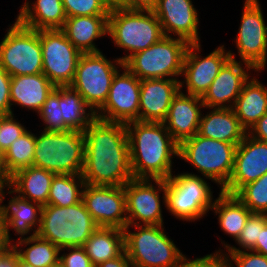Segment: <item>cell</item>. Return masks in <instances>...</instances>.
<instances>
[{
	"label": "cell",
	"mask_w": 267,
	"mask_h": 267,
	"mask_svg": "<svg viewBox=\"0 0 267 267\" xmlns=\"http://www.w3.org/2000/svg\"><path fill=\"white\" fill-rule=\"evenodd\" d=\"M85 154L82 177L94 186H124L134 178L126 124L95 117L83 131Z\"/></svg>",
	"instance_id": "1"
},
{
	"label": "cell",
	"mask_w": 267,
	"mask_h": 267,
	"mask_svg": "<svg viewBox=\"0 0 267 267\" xmlns=\"http://www.w3.org/2000/svg\"><path fill=\"white\" fill-rule=\"evenodd\" d=\"M134 178L168 179L179 144L163 122L132 121L126 124Z\"/></svg>",
	"instance_id": "2"
},
{
	"label": "cell",
	"mask_w": 267,
	"mask_h": 267,
	"mask_svg": "<svg viewBox=\"0 0 267 267\" xmlns=\"http://www.w3.org/2000/svg\"><path fill=\"white\" fill-rule=\"evenodd\" d=\"M123 230L125 252L133 267H179L188 257L164 225H126Z\"/></svg>",
	"instance_id": "3"
},
{
	"label": "cell",
	"mask_w": 267,
	"mask_h": 267,
	"mask_svg": "<svg viewBox=\"0 0 267 267\" xmlns=\"http://www.w3.org/2000/svg\"><path fill=\"white\" fill-rule=\"evenodd\" d=\"M107 36L125 52L117 57L124 63L131 55L155 44L164 33L153 11L115 8L109 11Z\"/></svg>",
	"instance_id": "4"
},
{
	"label": "cell",
	"mask_w": 267,
	"mask_h": 267,
	"mask_svg": "<svg viewBox=\"0 0 267 267\" xmlns=\"http://www.w3.org/2000/svg\"><path fill=\"white\" fill-rule=\"evenodd\" d=\"M35 134L33 166L54 174H82L85 136L79 131H44Z\"/></svg>",
	"instance_id": "5"
},
{
	"label": "cell",
	"mask_w": 267,
	"mask_h": 267,
	"mask_svg": "<svg viewBox=\"0 0 267 267\" xmlns=\"http://www.w3.org/2000/svg\"><path fill=\"white\" fill-rule=\"evenodd\" d=\"M99 226L83 201L68 207L43 205L36 235L59 249L83 246Z\"/></svg>",
	"instance_id": "6"
},
{
	"label": "cell",
	"mask_w": 267,
	"mask_h": 267,
	"mask_svg": "<svg viewBox=\"0 0 267 267\" xmlns=\"http://www.w3.org/2000/svg\"><path fill=\"white\" fill-rule=\"evenodd\" d=\"M236 148L235 144L197 133L179 144L178 159L193 166L201 177L211 180L222 190L232 175Z\"/></svg>",
	"instance_id": "7"
},
{
	"label": "cell",
	"mask_w": 267,
	"mask_h": 267,
	"mask_svg": "<svg viewBox=\"0 0 267 267\" xmlns=\"http://www.w3.org/2000/svg\"><path fill=\"white\" fill-rule=\"evenodd\" d=\"M208 180L187 171L177 175L173 173L166 179V209L169 215L183 222H197L207 217L215 200Z\"/></svg>",
	"instance_id": "8"
},
{
	"label": "cell",
	"mask_w": 267,
	"mask_h": 267,
	"mask_svg": "<svg viewBox=\"0 0 267 267\" xmlns=\"http://www.w3.org/2000/svg\"><path fill=\"white\" fill-rule=\"evenodd\" d=\"M189 43L164 36L145 50L131 55L123 65L138 79H179Z\"/></svg>",
	"instance_id": "9"
},
{
	"label": "cell",
	"mask_w": 267,
	"mask_h": 267,
	"mask_svg": "<svg viewBox=\"0 0 267 267\" xmlns=\"http://www.w3.org/2000/svg\"><path fill=\"white\" fill-rule=\"evenodd\" d=\"M0 42V66L11 76L42 73L39 30L23 26L16 19Z\"/></svg>",
	"instance_id": "10"
},
{
	"label": "cell",
	"mask_w": 267,
	"mask_h": 267,
	"mask_svg": "<svg viewBox=\"0 0 267 267\" xmlns=\"http://www.w3.org/2000/svg\"><path fill=\"white\" fill-rule=\"evenodd\" d=\"M100 52L83 53L70 85L96 113L106 102L111 82L123 63Z\"/></svg>",
	"instance_id": "11"
},
{
	"label": "cell",
	"mask_w": 267,
	"mask_h": 267,
	"mask_svg": "<svg viewBox=\"0 0 267 267\" xmlns=\"http://www.w3.org/2000/svg\"><path fill=\"white\" fill-rule=\"evenodd\" d=\"M124 191L127 225H164L162 209L163 205L166 209L164 179L133 178L124 185Z\"/></svg>",
	"instance_id": "12"
},
{
	"label": "cell",
	"mask_w": 267,
	"mask_h": 267,
	"mask_svg": "<svg viewBox=\"0 0 267 267\" xmlns=\"http://www.w3.org/2000/svg\"><path fill=\"white\" fill-rule=\"evenodd\" d=\"M234 39L239 61L263 71L267 65V26L259 0H244Z\"/></svg>",
	"instance_id": "13"
},
{
	"label": "cell",
	"mask_w": 267,
	"mask_h": 267,
	"mask_svg": "<svg viewBox=\"0 0 267 267\" xmlns=\"http://www.w3.org/2000/svg\"><path fill=\"white\" fill-rule=\"evenodd\" d=\"M42 49V73L57 87L70 86L79 58L83 54L61 29L39 30Z\"/></svg>",
	"instance_id": "14"
},
{
	"label": "cell",
	"mask_w": 267,
	"mask_h": 267,
	"mask_svg": "<svg viewBox=\"0 0 267 267\" xmlns=\"http://www.w3.org/2000/svg\"><path fill=\"white\" fill-rule=\"evenodd\" d=\"M219 45L206 56H201V43L188 45L181 74L183 79L179 80L180 91L199 97L205 94L220 69L230 59L225 45Z\"/></svg>",
	"instance_id": "15"
},
{
	"label": "cell",
	"mask_w": 267,
	"mask_h": 267,
	"mask_svg": "<svg viewBox=\"0 0 267 267\" xmlns=\"http://www.w3.org/2000/svg\"><path fill=\"white\" fill-rule=\"evenodd\" d=\"M140 79L124 65L114 75L109 95L96 117L127 124L139 120Z\"/></svg>",
	"instance_id": "16"
},
{
	"label": "cell",
	"mask_w": 267,
	"mask_h": 267,
	"mask_svg": "<svg viewBox=\"0 0 267 267\" xmlns=\"http://www.w3.org/2000/svg\"><path fill=\"white\" fill-rule=\"evenodd\" d=\"M82 201L99 227L124 229L127 225L124 186L85 184Z\"/></svg>",
	"instance_id": "17"
},
{
	"label": "cell",
	"mask_w": 267,
	"mask_h": 267,
	"mask_svg": "<svg viewBox=\"0 0 267 267\" xmlns=\"http://www.w3.org/2000/svg\"><path fill=\"white\" fill-rule=\"evenodd\" d=\"M228 51L230 59L223 65L219 74L201 97L205 108H233L244 83L250 78L253 71L256 72L251 65L238 61L235 52L229 49Z\"/></svg>",
	"instance_id": "18"
},
{
	"label": "cell",
	"mask_w": 267,
	"mask_h": 267,
	"mask_svg": "<svg viewBox=\"0 0 267 267\" xmlns=\"http://www.w3.org/2000/svg\"><path fill=\"white\" fill-rule=\"evenodd\" d=\"M153 12L164 36L181 38L189 44L201 43L200 15L192 0H159Z\"/></svg>",
	"instance_id": "19"
},
{
	"label": "cell",
	"mask_w": 267,
	"mask_h": 267,
	"mask_svg": "<svg viewBox=\"0 0 267 267\" xmlns=\"http://www.w3.org/2000/svg\"><path fill=\"white\" fill-rule=\"evenodd\" d=\"M267 173V142L257 140L248 133L237 145L232 175L221 190L235 194L245 184Z\"/></svg>",
	"instance_id": "20"
},
{
	"label": "cell",
	"mask_w": 267,
	"mask_h": 267,
	"mask_svg": "<svg viewBox=\"0 0 267 267\" xmlns=\"http://www.w3.org/2000/svg\"><path fill=\"white\" fill-rule=\"evenodd\" d=\"M7 195L10 200L6 201ZM0 205L4 211L8 237L12 239L10 231L15 234L17 239L35 236L40 226L42 205L28 199L20 197L9 186H3L0 195Z\"/></svg>",
	"instance_id": "21"
},
{
	"label": "cell",
	"mask_w": 267,
	"mask_h": 267,
	"mask_svg": "<svg viewBox=\"0 0 267 267\" xmlns=\"http://www.w3.org/2000/svg\"><path fill=\"white\" fill-rule=\"evenodd\" d=\"M202 109L205 111V106L199 96L179 90L173 97L163 123L178 144L198 133Z\"/></svg>",
	"instance_id": "22"
},
{
	"label": "cell",
	"mask_w": 267,
	"mask_h": 267,
	"mask_svg": "<svg viewBox=\"0 0 267 267\" xmlns=\"http://www.w3.org/2000/svg\"><path fill=\"white\" fill-rule=\"evenodd\" d=\"M180 79L140 80L139 121L163 122L173 97L179 92Z\"/></svg>",
	"instance_id": "23"
},
{
	"label": "cell",
	"mask_w": 267,
	"mask_h": 267,
	"mask_svg": "<svg viewBox=\"0 0 267 267\" xmlns=\"http://www.w3.org/2000/svg\"><path fill=\"white\" fill-rule=\"evenodd\" d=\"M55 88L43 73L13 76L10 82L11 105L38 114Z\"/></svg>",
	"instance_id": "24"
},
{
	"label": "cell",
	"mask_w": 267,
	"mask_h": 267,
	"mask_svg": "<svg viewBox=\"0 0 267 267\" xmlns=\"http://www.w3.org/2000/svg\"><path fill=\"white\" fill-rule=\"evenodd\" d=\"M61 30L82 53L100 52L95 41L108 35V15L67 17Z\"/></svg>",
	"instance_id": "25"
},
{
	"label": "cell",
	"mask_w": 267,
	"mask_h": 267,
	"mask_svg": "<svg viewBox=\"0 0 267 267\" xmlns=\"http://www.w3.org/2000/svg\"><path fill=\"white\" fill-rule=\"evenodd\" d=\"M201 116L198 134L218 141L238 145L247 131L240 125L233 108H210Z\"/></svg>",
	"instance_id": "26"
},
{
	"label": "cell",
	"mask_w": 267,
	"mask_h": 267,
	"mask_svg": "<svg viewBox=\"0 0 267 267\" xmlns=\"http://www.w3.org/2000/svg\"><path fill=\"white\" fill-rule=\"evenodd\" d=\"M15 18L34 30L61 29L67 18L62 0H24Z\"/></svg>",
	"instance_id": "27"
},
{
	"label": "cell",
	"mask_w": 267,
	"mask_h": 267,
	"mask_svg": "<svg viewBox=\"0 0 267 267\" xmlns=\"http://www.w3.org/2000/svg\"><path fill=\"white\" fill-rule=\"evenodd\" d=\"M262 71H256L244 83L233 110L240 125L248 132L249 129L267 112V85L255 76Z\"/></svg>",
	"instance_id": "28"
},
{
	"label": "cell",
	"mask_w": 267,
	"mask_h": 267,
	"mask_svg": "<svg viewBox=\"0 0 267 267\" xmlns=\"http://www.w3.org/2000/svg\"><path fill=\"white\" fill-rule=\"evenodd\" d=\"M55 175L32 165L12 175L8 186L20 197L43 206L48 204L50 187Z\"/></svg>",
	"instance_id": "29"
},
{
	"label": "cell",
	"mask_w": 267,
	"mask_h": 267,
	"mask_svg": "<svg viewBox=\"0 0 267 267\" xmlns=\"http://www.w3.org/2000/svg\"><path fill=\"white\" fill-rule=\"evenodd\" d=\"M220 230L236 240L252 212L234 195L219 190L211 208Z\"/></svg>",
	"instance_id": "30"
},
{
	"label": "cell",
	"mask_w": 267,
	"mask_h": 267,
	"mask_svg": "<svg viewBox=\"0 0 267 267\" xmlns=\"http://www.w3.org/2000/svg\"><path fill=\"white\" fill-rule=\"evenodd\" d=\"M97 265L118 257L124 250V230L116 227H98L82 246Z\"/></svg>",
	"instance_id": "31"
},
{
	"label": "cell",
	"mask_w": 267,
	"mask_h": 267,
	"mask_svg": "<svg viewBox=\"0 0 267 267\" xmlns=\"http://www.w3.org/2000/svg\"><path fill=\"white\" fill-rule=\"evenodd\" d=\"M59 107L61 116L70 130L83 132L96 117L93 109L70 86H59Z\"/></svg>",
	"instance_id": "32"
},
{
	"label": "cell",
	"mask_w": 267,
	"mask_h": 267,
	"mask_svg": "<svg viewBox=\"0 0 267 267\" xmlns=\"http://www.w3.org/2000/svg\"><path fill=\"white\" fill-rule=\"evenodd\" d=\"M13 248L24 263L34 267H51L59 262L60 249L37 235L14 239Z\"/></svg>",
	"instance_id": "33"
},
{
	"label": "cell",
	"mask_w": 267,
	"mask_h": 267,
	"mask_svg": "<svg viewBox=\"0 0 267 267\" xmlns=\"http://www.w3.org/2000/svg\"><path fill=\"white\" fill-rule=\"evenodd\" d=\"M84 186L81 174H57L51 183L48 204L68 207L81 202Z\"/></svg>",
	"instance_id": "34"
},
{
	"label": "cell",
	"mask_w": 267,
	"mask_h": 267,
	"mask_svg": "<svg viewBox=\"0 0 267 267\" xmlns=\"http://www.w3.org/2000/svg\"><path fill=\"white\" fill-rule=\"evenodd\" d=\"M35 151V133L27 130L14 140L4 152V163L8 175L11 177L17 171L33 165Z\"/></svg>",
	"instance_id": "35"
},
{
	"label": "cell",
	"mask_w": 267,
	"mask_h": 267,
	"mask_svg": "<svg viewBox=\"0 0 267 267\" xmlns=\"http://www.w3.org/2000/svg\"><path fill=\"white\" fill-rule=\"evenodd\" d=\"M264 226L265 214L252 213L249 216L245 226L243 227V230L240 232L238 238L235 240V243L239 247H236L227 242L225 243V241H222V239H220L219 237V240H221V245L224 249L219 248L213 253L221 254L222 252H239L243 250H251L256 245L260 231Z\"/></svg>",
	"instance_id": "36"
},
{
	"label": "cell",
	"mask_w": 267,
	"mask_h": 267,
	"mask_svg": "<svg viewBox=\"0 0 267 267\" xmlns=\"http://www.w3.org/2000/svg\"><path fill=\"white\" fill-rule=\"evenodd\" d=\"M252 213L267 215V173L234 194Z\"/></svg>",
	"instance_id": "37"
},
{
	"label": "cell",
	"mask_w": 267,
	"mask_h": 267,
	"mask_svg": "<svg viewBox=\"0 0 267 267\" xmlns=\"http://www.w3.org/2000/svg\"><path fill=\"white\" fill-rule=\"evenodd\" d=\"M44 127V131H70L66 126L59 107V86L48 95L41 110L36 114Z\"/></svg>",
	"instance_id": "38"
},
{
	"label": "cell",
	"mask_w": 267,
	"mask_h": 267,
	"mask_svg": "<svg viewBox=\"0 0 267 267\" xmlns=\"http://www.w3.org/2000/svg\"><path fill=\"white\" fill-rule=\"evenodd\" d=\"M67 17L109 15L101 0H62Z\"/></svg>",
	"instance_id": "39"
},
{
	"label": "cell",
	"mask_w": 267,
	"mask_h": 267,
	"mask_svg": "<svg viewBox=\"0 0 267 267\" xmlns=\"http://www.w3.org/2000/svg\"><path fill=\"white\" fill-rule=\"evenodd\" d=\"M226 267H267V256L252 250L222 252Z\"/></svg>",
	"instance_id": "40"
},
{
	"label": "cell",
	"mask_w": 267,
	"mask_h": 267,
	"mask_svg": "<svg viewBox=\"0 0 267 267\" xmlns=\"http://www.w3.org/2000/svg\"><path fill=\"white\" fill-rule=\"evenodd\" d=\"M15 114L5 115L0 122V150L4 153L11 143L28 129L15 118Z\"/></svg>",
	"instance_id": "41"
},
{
	"label": "cell",
	"mask_w": 267,
	"mask_h": 267,
	"mask_svg": "<svg viewBox=\"0 0 267 267\" xmlns=\"http://www.w3.org/2000/svg\"><path fill=\"white\" fill-rule=\"evenodd\" d=\"M59 262L63 267H95L82 246L60 249Z\"/></svg>",
	"instance_id": "42"
},
{
	"label": "cell",
	"mask_w": 267,
	"mask_h": 267,
	"mask_svg": "<svg viewBox=\"0 0 267 267\" xmlns=\"http://www.w3.org/2000/svg\"><path fill=\"white\" fill-rule=\"evenodd\" d=\"M11 76L0 66V114H14L10 100Z\"/></svg>",
	"instance_id": "43"
},
{
	"label": "cell",
	"mask_w": 267,
	"mask_h": 267,
	"mask_svg": "<svg viewBox=\"0 0 267 267\" xmlns=\"http://www.w3.org/2000/svg\"><path fill=\"white\" fill-rule=\"evenodd\" d=\"M179 267H226V265L221 254L210 253L195 259L187 257Z\"/></svg>",
	"instance_id": "44"
},
{
	"label": "cell",
	"mask_w": 267,
	"mask_h": 267,
	"mask_svg": "<svg viewBox=\"0 0 267 267\" xmlns=\"http://www.w3.org/2000/svg\"><path fill=\"white\" fill-rule=\"evenodd\" d=\"M12 247L13 241L8 237L6 218L0 205V253L8 251Z\"/></svg>",
	"instance_id": "45"
},
{
	"label": "cell",
	"mask_w": 267,
	"mask_h": 267,
	"mask_svg": "<svg viewBox=\"0 0 267 267\" xmlns=\"http://www.w3.org/2000/svg\"><path fill=\"white\" fill-rule=\"evenodd\" d=\"M251 137L267 142V112L247 132Z\"/></svg>",
	"instance_id": "46"
},
{
	"label": "cell",
	"mask_w": 267,
	"mask_h": 267,
	"mask_svg": "<svg viewBox=\"0 0 267 267\" xmlns=\"http://www.w3.org/2000/svg\"><path fill=\"white\" fill-rule=\"evenodd\" d=\"M159 0H127V9L153 11Z\"/></svg>",
	"instance_id": "47"
},
{
	"label": "cell",
	"mask_w": 267,
	"mask_h": 267,
	"mask_svg": "<svg viewBox=\"0 0 267 267\" xmlns=\"http://www.w3.org/2000/svg\"><path fill=\"white\" fill-rule=\"evenodd\" d=\"M19 255L12 247L10 250L0 253V267H17Z\"/></svg>",
	"instance_id": "48"
},
{
	"label": "cell",
	"mask_w": 267,
	"mask_h": 267,
	"mask_svg": "<svg viewBox=\"0 0 267 267\" xmlns=\"http://www.w3.org/2000/svg\"><path fill=\"white\" fill-rule=\"evenodd\" d=\"M96 267H133L125 250L116 258L107 260Z\"/></svg>",
	"instance_id": "49"
},
{
	"label": "cell",
	"mask_w": 267,
	"mask_h": 267,
	"mask_svg": "<svg viewBox=\"0 0 267 267\" xmlns=\"http://www.w3.org/2000/svg\"><path fill=\"white\" fill-rule=\"evenodd\" d=\"M254 252L267 256V215L265 214V226L260 231L256 245L251 249Z\"/></svg>",
	"instance_id": "50"
},
{
	"label": "cell",
	"mask_w": 267,
	"mask_h": 267,
	"mask_svg": "<svg viewBox=\"0 0 267 267\" xmlns=\"http://www.w3.org/2000/svg\"><path fill=\"white\" fill-rule=\"evenodd\" d=\"M11 177L8 175L4 163V153L0 150V185L8 186Z\"/></svg>",
	"instance_id": "51"
},
{
	"label": "cell",
	"mask_w": 267,
	"mask_h": 267,
	"mask_svg": "<svg viewBox=\"0 0 267 267\" xmlns=\"http://www.w3.org/2000/svg\"><path fill=\"white\" fill-rule=\"evenodd\" d=\"M111 10L115 8L127 9V0H101Z\"/></svg>",
	"instance_id": "52"
},
{
	"label": "cell",
	"mask_w": 267,
	"mask_h": 267,
	"mask_svg": "<svg viewBox=\"0 0 267 267\" xmlns=\"http://www.w3.org/2000/svg\"><path fill=\"white\" fill-rule=\"evenodd\" d=\"M17 267H34V266L29 265V264H27V263H24V262L19 258Z\"/></svg>",
	"instance_id": "53"
},
{
	"label": "cell",
	"mask_w": 267,
	"mask_h": 267,
	"mask_svg": "<svg viewBox=\"0 0 267 267\" xmlns=\"http://www.w3.org/2000/svg\"><path fill=\"white\" fill-rule=\"evenodd\" d=\"M51 267H63L60 262H58L56 265H53Z\"/></svg>",
	"instance_id": "54"
}]
</instances>
